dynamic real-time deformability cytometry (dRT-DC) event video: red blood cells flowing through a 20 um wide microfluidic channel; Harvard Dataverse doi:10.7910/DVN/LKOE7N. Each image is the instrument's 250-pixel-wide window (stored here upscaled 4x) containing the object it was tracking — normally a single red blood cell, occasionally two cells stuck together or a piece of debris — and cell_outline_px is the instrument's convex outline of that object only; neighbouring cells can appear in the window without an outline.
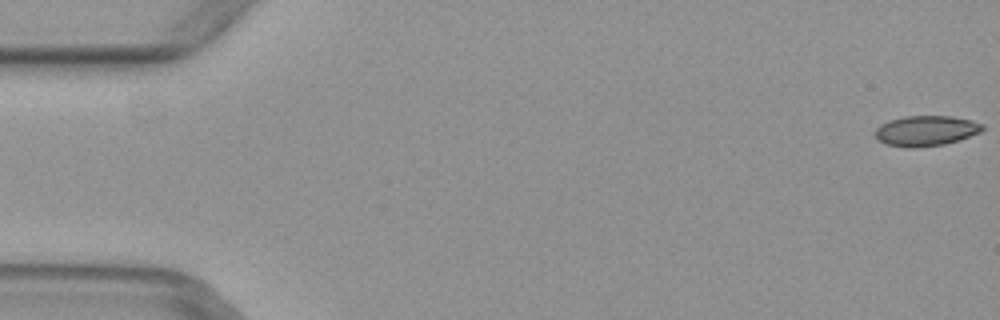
{"species": "common noctule bat (a hibernating species)", "species_latin": "Nyctalus noctula", "temperature_condition": "warm", "stored_images_in_passage": 5, "camera_frame_rate_fps": 3000, "um_per_image_px": 0.085, "animal": {"sex": "female", "body_mass_g": 29.2, "forearm_length_mm": 56.3}, "frame": {"image": 1, "passage_image": 1, "time_ms": 0.0, "image_size_px": [1000, 320], "cell_outline_px": [[984, 128], [980, 132], [944, 144], [916, 148], [908, 148], [884, 144], [876, 140], [872, 132], [880, 124], [888, 120], [904, 116], [952, 116], [972, 120], [984, 124]], "centroid_in_image_um": [78.62, 11.11], "position_along_channel_um": 6.4, "area_um2": 19.25}}
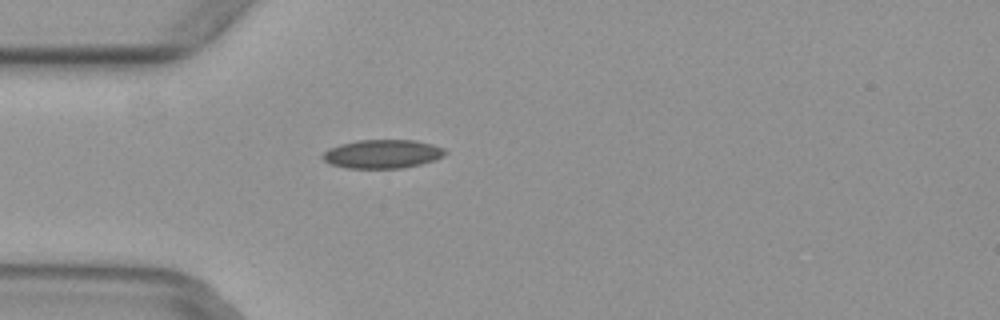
{"frame": {"image": 2, "passage_image": 5, "time_ms": 1.333, "image_size_px": [1000, 320], "cell_outline_px": [[448, 152], [444, 156], [420, 164], [404, 168], [344, 168], [328, 164], [320, 156], [328, 148], [340, 144], [356, 140], [416, 140], [432, 144], [444, 148]], "centroid_in_image_um": [32.47, 13.08], "position_along_channel_um": 52.5, "area_um2": 20.69}}